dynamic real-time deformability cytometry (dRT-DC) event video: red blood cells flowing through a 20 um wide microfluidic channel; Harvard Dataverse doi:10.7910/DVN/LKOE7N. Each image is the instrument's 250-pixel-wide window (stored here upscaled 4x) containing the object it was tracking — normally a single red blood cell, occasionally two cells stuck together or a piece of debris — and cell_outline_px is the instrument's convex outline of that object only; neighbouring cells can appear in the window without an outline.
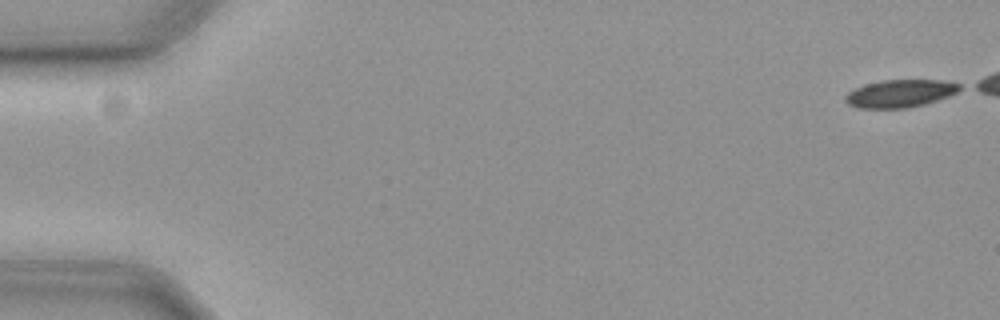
{"species": "common noctule bat (a hibernating species)", "species_latin": "Nyctalus noctula", "temperature_condition": "cold", "stored_images_in_passage": 47, "camera_frame_rate_fps": 3000, "um_per_image_px": 0.085, "animal": {"sex": "female", "body_mass_g": 19.3, "forearm_length_mm": 54.1}, "frame": {"image": 1, "passage_image": 1, "time_ms": 0.0, "image_size_px": [1000, 320], "cell_outline_px": [[964, 88], [948, 96], [924, 104], [904, 108], [856, 108], [848, 104], [844, 100], [844, 96], [848, 92], [856, 88], [880, 80], [944, 80], [960, 84]], "centroid_in_image_um": [76.5, 7.94], "position_along_channel_um": 8.5, "area_um2": 18.38}}
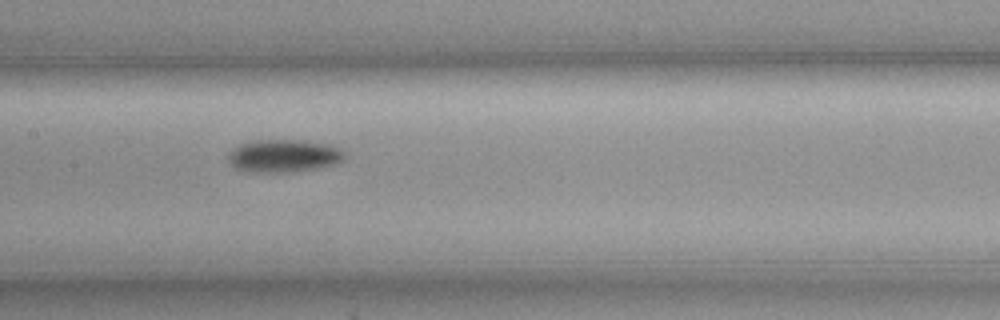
{"frame": {"image": 2, "passage_image": 28, "time_ms": 9.0, "image_size_px": [1000, 320], "cell_outline_px": [[348, 156], [344, 160], [336, 164], [316, 168], [288, 172], [252, 172], [236, 168], [228, 160], [228, 156], [240, 144], [256, 140], [304, 140], [328, 144], [340, 148]], "centroid_in_image_um": [24.19, 13.24], "position_along_channel_um": 183.2, "area_um2": 22.14}}
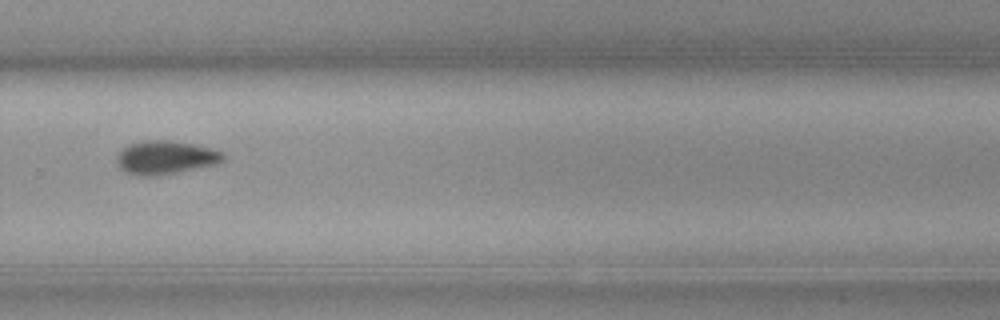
{"frame": {"image": 3, "passage_image": 39, "time_ms": 12.667, "image_size_px": [1000, 320], "cell_outline_px": [[224, 160], [212, 164], [176, 172], [152, 176], [140, 176], [124, 172], [120, 168], [116, 160], [116, 156], [128, 144], [140, 140], [168, 140], [192, 144], [212, 148], [224, 152]], "centroid_in_image_um": [14.02, 13.37], "position_along_channel_um": 315.8, "area_um2": 20.58}}